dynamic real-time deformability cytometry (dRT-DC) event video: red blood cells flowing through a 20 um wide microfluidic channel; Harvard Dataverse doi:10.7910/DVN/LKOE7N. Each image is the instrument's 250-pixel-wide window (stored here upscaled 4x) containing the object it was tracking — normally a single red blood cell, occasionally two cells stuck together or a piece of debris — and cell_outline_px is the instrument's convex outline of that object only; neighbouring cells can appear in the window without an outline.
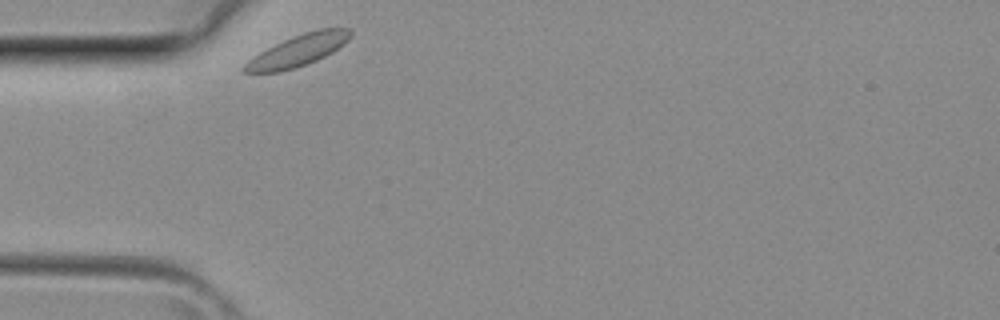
{"species": "common noctule bat (a hibernating species)", "species_latin": "Nyctalus noctula", "temperature_condition": "room temperature", "stored_images_in_passage": 25, "camera_frame_rate_fps": 3000, "um_per_image_px": 0.085, "animal": {"sex": "female", "body_mass_g": 29.2, "forearm_length_mm": 56.3}, "frame": {"image": 1, "passage_image": 1, "time_ms": 0.0, "image_size_px": [1000, 320], "cell_outline_px": [[352, 36], [344, 44], [332, 52], [308, 64], [296, 68], [280, 72], [244, 72], [240, 68], [248, 60], [260, 52], [292, 36], [316, 28], [348, 28], [352, 32]], "centroid_in_image_um": [25.35, 4.29], "position_along_channel_um": 59.7, "area_um2": 19.48}}
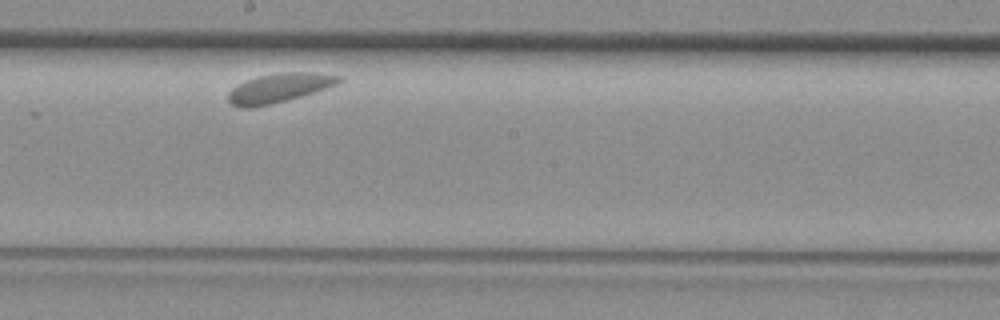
{"frame": {"image": 2, "passage_image": 14, "time_ms": 4.333, "image_size_px": [1000, 320], "cell_outline_px": [[344, 80], [336, 84], [300, 96], [272, 104], [252, 108], [244, 108], [232, 104], [228, 100], [228, 92], [236, 84], [244, 80], [260, 76], [280, 72], [316, 72], [340, 76]], "centroid_in_image_um": [23.68, 7.47], "position_along_channel_um": 224.5, "area_um2": 18.73}}
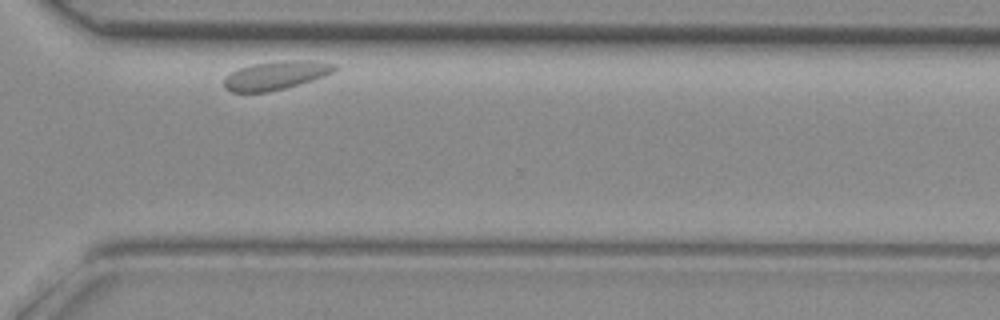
{"frame": {"image": 3, "passage_image": 23, "time_ms": 7.333, "image_size_px": [1000, 320], "cell_outline_px": [[336, 68], [332, 72], [324, 76], [312, 80], [284, 88], [268, 92], [232, 92], [224, 88], [224, 76], [240, 68], [252, 64], [280, 60], [312, 60], [336, 64]], "centroid_in_image_um": [23.43, 6.4], "position_along_channel_um": 347.2, "area_um2": 18.38}}